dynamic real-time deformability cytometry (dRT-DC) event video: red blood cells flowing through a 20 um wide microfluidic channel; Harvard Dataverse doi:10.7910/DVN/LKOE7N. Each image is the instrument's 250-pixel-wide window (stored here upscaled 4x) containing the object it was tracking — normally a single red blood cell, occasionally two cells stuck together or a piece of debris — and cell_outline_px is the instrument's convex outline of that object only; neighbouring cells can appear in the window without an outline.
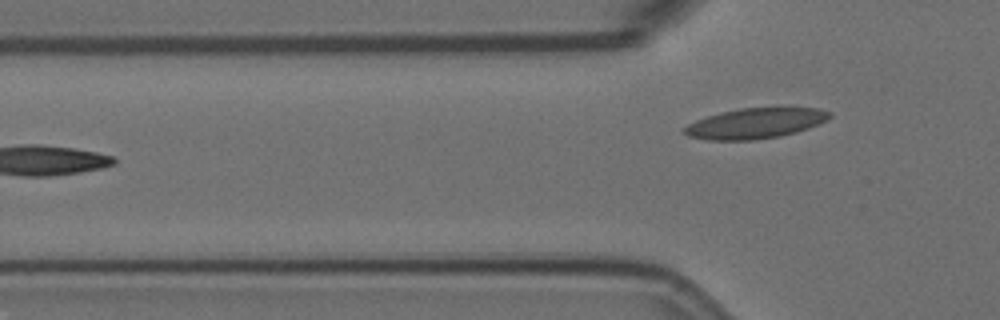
{"species": "Egyptian fruit bat (a non-hibernating species)", "species_latin": "Rousettus aegyptiacus", "temperature_condition": "room temperature", "stored_images_in_passage": 5, "camera_frame_rate_fps": 3000, "um_per_image_px": 0.085, "animal": {"sex": "female"}, "frame": {"image": 1, "passage_image": 5, "time_ms": 1.333, "image_size_px": [1000, 320], "cell_outline_px": [[832, 116], [828, 120], [808, 128], [796, 132], [780, 136], [752, 140], [708, 140], [688, 136], [680, 132], [680, 128], [696, 120], [720, 112], [740, 108], [788, 104], [820, 108], [832, 112]], "centroid_in_image_um": [64.27, 10.42], "position_along_channel_um": 61.5, "area_um2": 27.05}}